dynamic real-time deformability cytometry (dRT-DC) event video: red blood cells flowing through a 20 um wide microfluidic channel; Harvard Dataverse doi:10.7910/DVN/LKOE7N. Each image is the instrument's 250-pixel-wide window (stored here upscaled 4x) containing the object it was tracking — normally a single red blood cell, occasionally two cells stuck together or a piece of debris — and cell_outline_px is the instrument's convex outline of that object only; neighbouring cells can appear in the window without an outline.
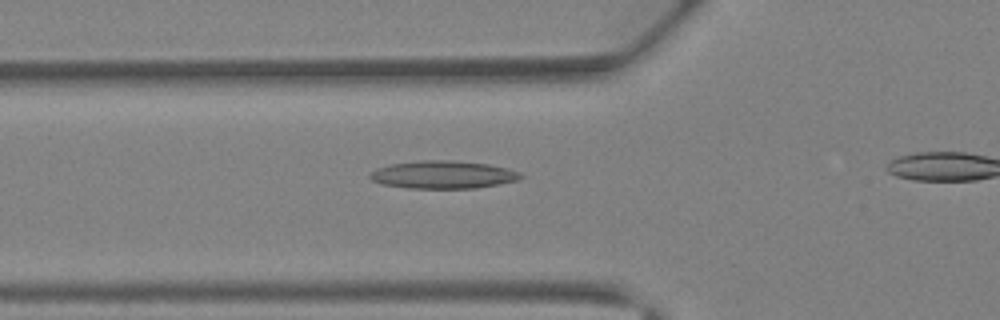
{"species": "Egyptian fruit bat (a non-hibernating species)", "species_latin": "Rousettus aegyptiacus", "temperature_condition": "warm", "stored_images_in_passage": 24, "camera_frame_rate_fps": 3000, "um_per_image_px": 0.085, "animal": {"sex": "female"}, "frame": {"image": 1, "passage_image": 4, "time_ms": 1.0, "image_size_px": [1000, 320], "cell_outline_px": [[524, 176], [520, 180], [500, 184], [476, 188], [408, 188], [380, 184], [372, 180], [368, 176], [376, 168], [388, 164], [420, 160], [448, 160], [488, 164], [508, 168]], "centroid_in_image_um": [37.64, 14.85], "position_along_channel_um": 88.2, "area_um2": 24.51}}
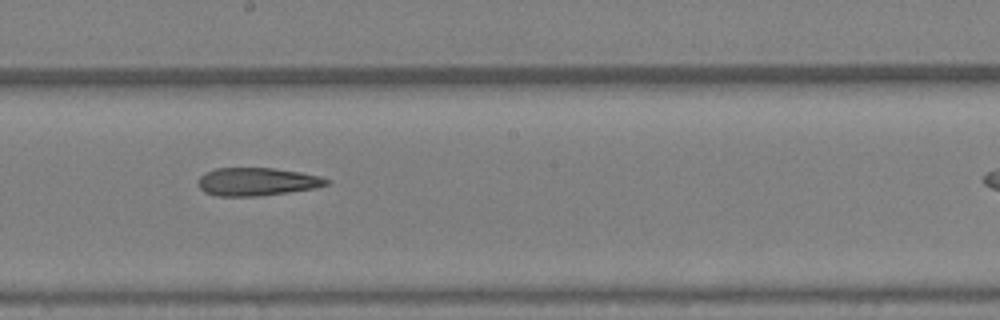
{"frame": {"image": 2, "passage_image": 12, "time_ms": 3.667, "image_size_px": [1000, 320], "cell_outline_px": [[332, 180], [328, 184], [316, 188], [260, 196], [216, 196], [204, 192], [200, 188], [200, 176], [204, 172], [216, 168], [272, 168], [300, 172], [320, 176]], "centroid_in_image_um": [21.86, 15.44], "position_along_channel_um": 226.3, "area_um2": 20.98}}
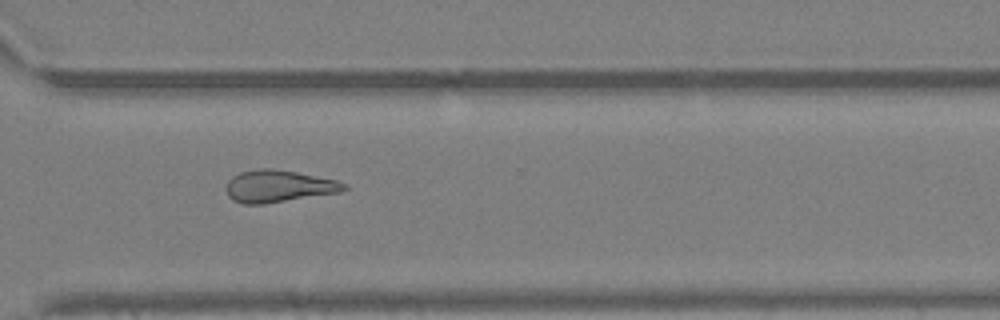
{"frame": {"image": 3, "passage_image": 19, "time_ms": 6.0, "image_size_px": [1000, 320], "cell_outline_px": [[348, 188], [340, 192], [264, 204], [244, 204], [232, 200], [228, 196], [224, 188], [228, 180], [232, 176], [240, 172], [260, 168], [272, 168], [296, 172], [336, 180], [348, 184]], "centroid_in_image_um": [23.64, 15.83], "position_along_channel_um": 347.0, "area_um2": 22.2}}